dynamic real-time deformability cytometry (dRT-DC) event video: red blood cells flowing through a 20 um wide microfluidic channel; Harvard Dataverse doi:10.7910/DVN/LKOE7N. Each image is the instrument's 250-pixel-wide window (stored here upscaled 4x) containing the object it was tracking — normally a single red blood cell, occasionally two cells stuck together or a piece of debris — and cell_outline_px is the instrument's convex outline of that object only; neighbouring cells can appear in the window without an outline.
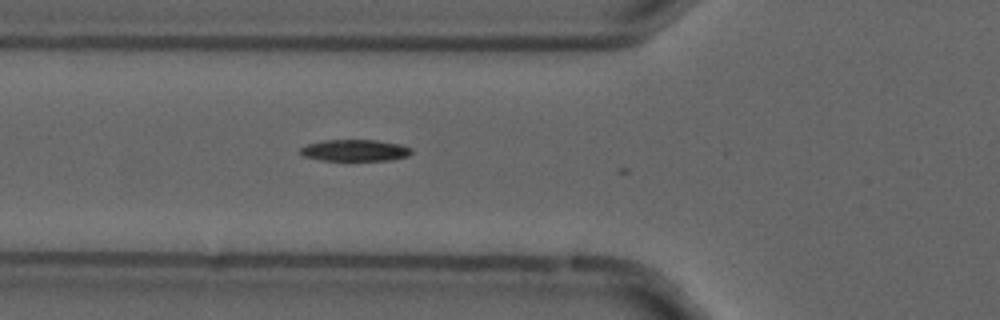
{"species": "common noctule bat (a hibernating species)", "species_latin": "Nyctalus noctula", "temperature_condition": "cold", "stored_images_in_passage": 3, "camera_frame_rate_fps": 3000, "um_per_image_px": 0.085, "animal": {"sex": "male", "forearm_length_mm": 52.5}, "frame": {"image": 1, "passage_image": 2, "time_ms": 0.333, "image_size_px": [1000, 320], "cell_outline_px": [[412, 152], [408, 156], [392, 160], [320, 160], [304, 156], [300, 152], [300, 148], [308, 144], [324, 140], [376, 140], [400, 144], [412, 148]], "centroid_in_image_um": [30.19, 12.78], "position_along_channel_um": 95.6, "area_um2": 13.93}}